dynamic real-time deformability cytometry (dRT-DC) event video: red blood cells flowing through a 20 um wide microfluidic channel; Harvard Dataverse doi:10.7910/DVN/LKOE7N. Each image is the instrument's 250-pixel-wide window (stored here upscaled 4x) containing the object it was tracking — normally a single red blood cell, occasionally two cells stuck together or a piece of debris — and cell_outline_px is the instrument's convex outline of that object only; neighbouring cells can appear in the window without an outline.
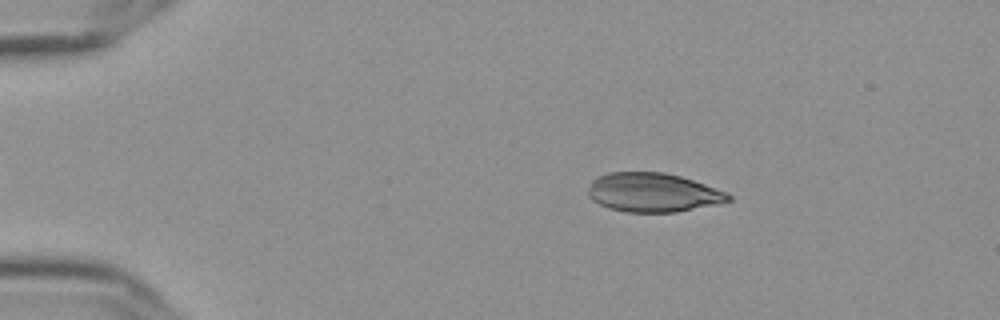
{"species": "Egyptian fruit bat (a non-hibernating species)", "species_latin": "Rousettus aegyptiacus", "temperature_condition": "cold", "stored_images_in_passage": 55, "camera_frame_rate_fps": 3000, "um_per_image_px": 0.085, "frame": {"image": 1, "passage_image": 9, "time_ms": 2.667, "image_size_px": [1000, 320], "cell_outline_px": [[732, 200], [720, 204], [676, 212], [624, 212], [608, 208], [592, 200], [588, 196], [588, 188], [592, 180], [608, 172], [664, 172], [680, 176], [728, 192], [732, 196]], "centroid_in_image_um": [55.52, 16.37], "position_along_channel_um": 29.5, "area_um2": 32.08}}
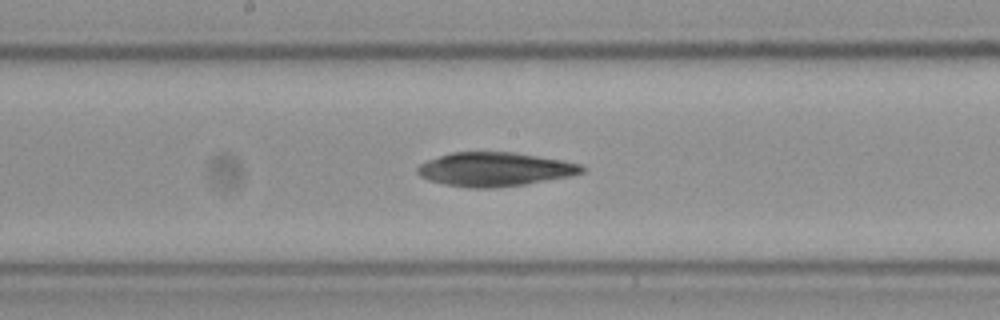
{"frame": {"image": 2, "passage_image": 29, "time_ms": 9.333, "image_size_px": [1000, 320], "cell_outline_px": [[588, 168], [584, 172], [572, 176], [524, 184], [496, 188], [468, 188], [444, 184], [428, 180], [420, 176], [416, 172], [416, 168], [420, 164], [428, 160], [452, 152], [512, 152], [564, 160], [580, 164]], "centroid_in_image_um": [42.08, 14.39], "position_along_channel_um": 206.1, "area_um2": 32.66}}
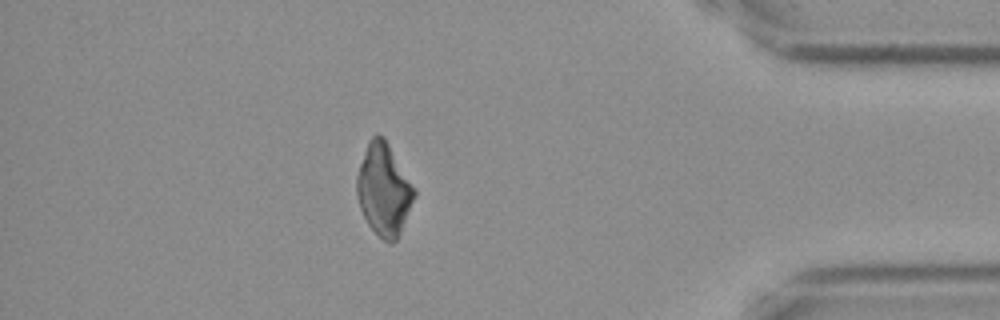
{"frame": {"image": 3, "passage_image": 48, "time_ms": 15.667, "image_size_px": [1000, 320], "cell_outline_px": [[416, 196], [400, 232], [396, 240], [392, 244], [388, 244], [368, 224], [360, 208], [356, 196], [356, 176], [368, 140], [376, 132], [384, 136], [416, 188]], "centroid_in_image_um": [32.63, 16.08], "position_along_channel_um": 402.6, "area_um2": 30.98}}